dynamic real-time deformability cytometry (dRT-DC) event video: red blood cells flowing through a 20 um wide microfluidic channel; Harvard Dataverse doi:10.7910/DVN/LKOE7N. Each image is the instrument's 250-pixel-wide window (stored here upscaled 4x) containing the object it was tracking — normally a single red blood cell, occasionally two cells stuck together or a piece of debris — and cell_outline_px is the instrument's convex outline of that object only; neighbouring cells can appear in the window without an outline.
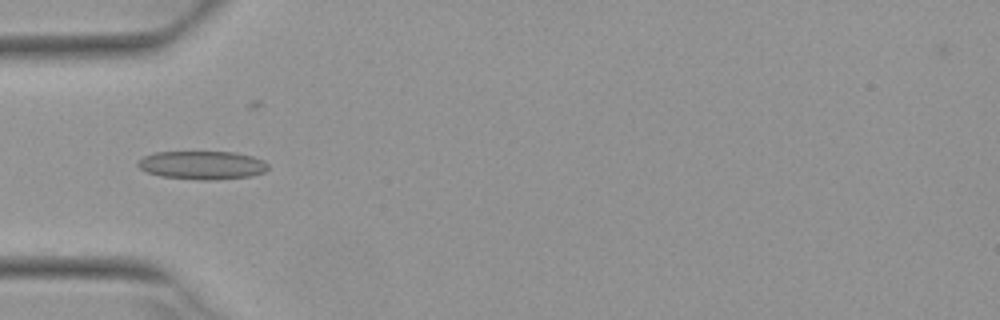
{"species": "Egyptian fruit bat (a non-hibernating species)", "species_latin": "Rousettus aegyptiacus", "temperature_condition": "warm", "stored_images_in_passage": 5, "camera_frame_rate_fps": 3000, "um_per_image_px": 0.085, "animal": {"sex": "female"}, "frame": {"image": 1, "passage_image": 3, "time_ms": 0.667, "image_size_px": [1000, 320], "cell_outline_px": [[268, 168], [264, 172], [252, 176], [212, 180], [200, 180], [160, 176], [148, 172], [140, 168], [136, 164], [144, 156], [156, 152], [236, 152], [252, 156], [264, 160], [268, 164]], "centroid_in_image_um": [17.22, 14.04], "position_along_channel_um": 67.8, "area_um2": 21.56}}
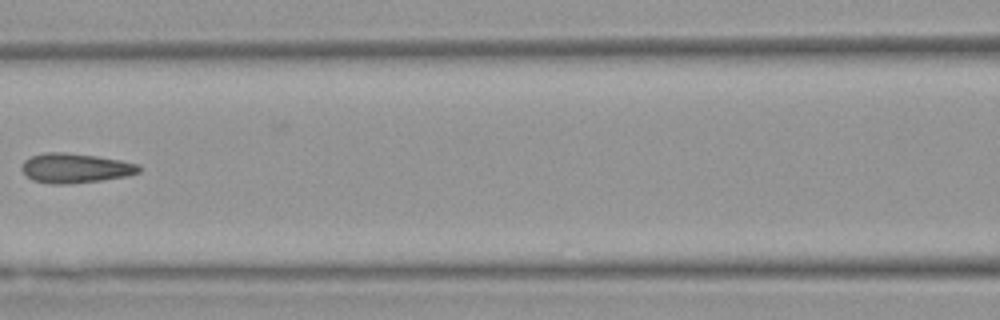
{"frame": {"image": 2, "passage_image": 5, "time_ms": 1.333, "image_size_px": [1000, 320], "cell_outline_px": [[140, 172], [128, 176], [100, 180], [68, 184], [52, 184], [32, 180], [20, 168], [24, 160], [32, 156], [44, 152], [64, 152], [96, 156], [120, 160], [140, 164]], "centroid_in_image_um": [6.4, 14.29], "position_along_channel_um": 160.2, "area_um2": 20.23}}